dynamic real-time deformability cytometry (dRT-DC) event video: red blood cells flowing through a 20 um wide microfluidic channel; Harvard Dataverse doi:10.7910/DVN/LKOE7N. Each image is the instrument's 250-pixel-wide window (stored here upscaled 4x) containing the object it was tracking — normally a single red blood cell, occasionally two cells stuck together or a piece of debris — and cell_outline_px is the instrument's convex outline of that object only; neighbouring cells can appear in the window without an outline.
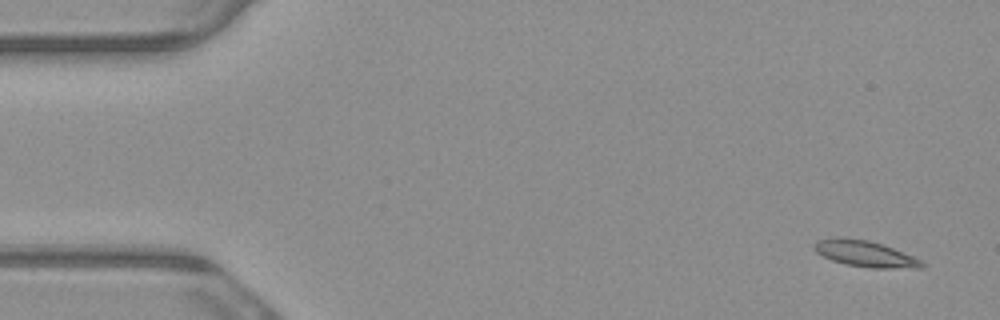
{"species": "common noctule bat (a hibernating species)", "species_latin": "Nyctalus noctula", "temperature_condition": "warm", "stored_images_in_passage": 5, "camera_frame_rate_fps": 3000, "um_per_image_px": 0.085, "animal": {"sex": "male", "body_mass_g": 23.1, "forearm_length_mm": 52.7}, "frame": {"image": 1, "passage_image": 1, "time_ms": 0.0, "image_size_px": [1000, 320], "cell_outline_px": [[924, 268], [868, 268], [844, 264], [832, 260], [816, 252], [812, 248], [812, 244], [816, 240], [832, 236], [840, 236], [868, 240], [892, 248], [912, 256], [920, 260], [924, 264]], "centroid_in_image_um": [73.44, 21.55], "position_along_channel_um": 11.6, "area_um2": 16.59}}
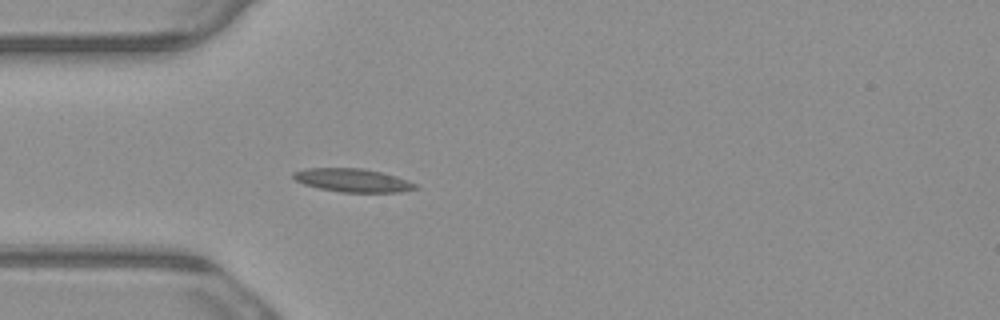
{"frame": {"image": 2, "passage_image": 4, "time_ms": 1.0, "image_size_px": [1000, 320], "cell_outline_px": [[420, 188], [400, 192], [340, 192], [320, 188], [304, 184], [296, 180], [292, 176], [292, 172], [308, 168], [364, 168], [396, 176], [408, 180], [416, 184]], "centroid_in_image_um": [30.0, 15.32], "position_along_channel_um": 55.0, "area_um2": 16.59}}